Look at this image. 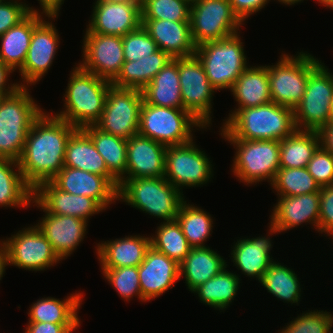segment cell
<instances>
[{
  "label": "cell",
  "mask_w": 333,
  "mask_h": 333,
  "mask_svg": "<svg viewBox=\"0 0 333 333\" xmlns=\"http://www.w3.org/2000/svg\"><path fill=\"white\" fill-rule=\"evenodd\" d=\"M76 129L47 111L33 123L18 159L21 174L33 190L62 170L67 141Z\"/></svg>",
  "instance_id": "1"
},
{
  "label": "cell",
  "mask_w": 333,
  "mask_h": 333,
  "mask_svg": "<svg viewBox=\"0 0 333 333\" xmlns=\"http://www.w3.org/2000/svg\"><path fill=\"white\" fill-rule=\"evenodd\" d=\"M220 129L224 140L279 141L297 130L293 109L274 102L239 109Z\"/></svg>",
  "instance_id": "2"
},
{
  "label": "cell",
  "mask_w": 333,
  "mask_h": 333,
  "mask_svg": "<svg viewBox=\"0 0 333 333\" xmlns=\"http://www.w3.org/2000/svg\"><path fill=\"white\" fill-rule=\"evenodd\" d=\"M69 75L64 110L54 116L76 128L95 125L103 112L111 81L83 70L78 64Z\"/></svg>",
  "instance_id": "3"
},
{
  "label": "cell",
  "mask_w": 333,
  "mask_h": 333,
  "mask_svg": "<svg viewBox=\"0 0 333 333\" xmlns=\"http://www.w3.org/2000/svg\"><path fill=\"white\" fill-rule=\"evenodd\" d=\"M28 87L0 97V159L18 161L33 123L44 112Z\"/></svg>",
  "instance_id": "4"
},
{
  "label": "cell",
  "mask_w": 333,
  "mask_h": 333,
  "mask_svg": "<svg viewBox=\"0 0 333 333\" xmlns=\"http://www.w3.org/2000/svg\"><path fill=\"white\" fill-rule=\"evenodd\" d=\"M183 195V192L175 188L165 177L119 180L118 200L164 222L176 219L179 208L185 201Z\"/></svg>",
  "instance_id": "5"
},
{
  "label": "cell",
  "mask_w": 333,
  "mask_h": 333,
  "mask_svg": "<svg viewBox=\"0 0 333 333\" xmlns=\"http://www.w3.org/2000/svg\"><path fill=\"white\" fill-rule=\"evenodd\" d=\"M240 32L208 41L196 47L195 55L215 90H231L237 78L249 67Z\"/></svg>",
  "instance_id": "6"
},
{
  "label": "cell",
  "mask_w": 333,
  "mask_h": 333,
  "mask_svg": "<svg viewBox=\"0 0 333 333\" xmlns=\"http://www.w3.org/2000/svg\"><path fill=\"white\" fill-rule=\"evenodd\" d=\"M281 54L275 65H267L272 102L294 109L307 87L309 74L321 63L308 52Z\"/></svg>",
  "instance_id": "7"
},
{
  "label": "cell",
  "mask_w": 333,
  "mask_h": 333,
  "mask_svg": "<svg viewBox=\"0 0 333 333\" xmlns=\"http://www.w3.org/2000/svg\"><path fill=\"white\" fill-rule=\"evenodd\" d=\"M194 127L204 126L185 109L159 107L143 101L140 110L138 134L166 146L191 142Z\"/></svg>",
  "instance_id": "8"
},
{
  "label": "cell",
  "mask_w": 333,
  "mask_h": 333,
  "mask_svg": "<svg viewBox=\"0 0 333 333\" xmlns=\"http://www.w3.org/2000/svg\"><path fill=\"white\" fill-rule=\"evenodd\" d=\"M236 152L233 157L232 171L235 177L246 186L261 181L272 183L280 168L279 140H241L226 139Z\"/></svg>",
  "instance_id": "9"
},
{
  "label": "cell",
  "mask_w": 333,
  "mask_h": 333,
  "mask_svg": "<svg viewBox=\"0 0 333 333\" xmlns=\"http://www.w3.org/2000/svg\"><path fill=\"white\" fill-rule=\"evenodd\" d=\"M320 63L308 76L306 91L293 109L297 130L317 131L329 123L333 75Z\"/></svg>",
  "instance_id": "10"
},
{
  "label": "cell",
  "mask_w": 333,
  "mask_h": 333,
  "mask_svg": "<svg viewBox=\"0 0 333 333\" xmlns=\"http://www.w3.org/2000/svg\"><path fill=\"white\" fill-rule=\"evenodd\" d=\"M144 98L142 90L111 85L104 109L95 126L125 140L139 132L140 110Z\"/></svg>",
  "instance_id": "11"
},
{
  "label": "cell",
  "mask_w": 333,
  "mask_h": 333,
  "mask_svg": "<svg viewBox=\"0 0 333 333\" xmlns=\"http://www.w3.org/2000/svg\"><path fill=\"white\" fill-rule=\"evenodd\" d=\"M189 22L196 46L236 34L245 24L234 13L229 0H201L191 4Z\"/></svg>",
  "instance_id": "12"
},
{
  "label": "cell",
  "mask_w": 333,
  "mask_h": 333,
  "mask_svg": "<svg viewBox=\"0 0 333 333\" xmlns=\"http://www.w3.org/2000/svg\"><path fill=\"white\" fill-rule=\"evenodd\" d=\"M193 141L166 148L164 177L181 192L184 186L207 184L214 175L210 158Z\"/></svg>",
  "instance_id": "13"
},
{
  "label": "cell",
  "mask_w": 333,
  "mask_h": 333,
  "mask_svg": "<svg viewBox=\"0 0 333 333\" xmlns=\"http://www.w3.org/2000/svg\"><path fill=\"white\" fill-rule=\"evenodd\" d=\"M178 71L183 109L207 129L212 124L211 108L215 88L195 54L178 58Z\"/></svg>",
  "instance_id": "14"
},
{
  "label": "cell",
  "mask_w": 333,
  "mask_h": 333,
  "mask_svg": "<svg viewBox=\"0 0 333 333\" xmlns=\"http://www.w3.org/2000/svg\"><path fill=\"white\" fill-rule=\"evenodd\" d=\"M3 240L9 266L36 272L44 271L61 261L50 242L35 225L23 228Z\"/></svg>",
  "instance_id": "15"
},
{
  "label": "cell",
  "mask_w": 333,
  "mask_h": 333,
  "mask_svg": "<svg viewBox=\"0 0 333 333\" xmlns=\"http://www.w3.org/2000/svg\"><path fill=\"white\" fill-rule=\"evenodd\" d=\"M85 32L83 60L78 65L83 70L112 82L125 62L122 37L91 33L87 28Z\"/></svg>",
  "instance_id": "16"
},
{
  "label": "cell",
  "mask_w": 333,
  "mask_h": 333,
  "mask_svg": "<svg viewBox=\"0 0 333 333\" xmlns=\"http://www.w3.org/2000/svg\"><path fill=\"white\" fill-rule=\"evenodd\" d=\"M55 18L58 16H48V21L43 19L33 29L25 62L18 71L23 82L20 87L35 85L48 73L60 43L58 30L51 22Z\"/></svg>",
  "instance_id": "17"
},
{
  "label": "cell",
  "mask_w": 333,
  "mask_h": 333,
  "mask_svg": "<svg viewBox=\"0 0 333 333\" xmlns=\"http://www.w3.org/2000/svg\"><path fill=\"white\" fill-rule=\"evenodd\" d=\"M87 29L91 33L123 37L141 26V1L95 0Z\"/></svg>",
  "instance_id": "18"
},
{
  "label": "cell",
  "mask_w": 333,
  "mask_h": 333,
  "mask_svg": "<svg viewBox=\"0 0 333 333\" xmlns=\"http://www.w3.org/2000/svg\"><path fill=\"white\" fill-rule=\"evenodd\" d=\"M47 213L74 216L88 222L104 209L92 198L60 190L52 181L41 183L35 190L31 205Z\"/></svg>",
  "instance_id": "19"
},
{
  "label": "cell",
  "mask_w": 333,
  "mask_h": 333,
  "mask_svg": "<svg viewBox=\"0 0 333 333\" xmlns=\"http://www.w3.org/2000/svg\"><path fill=\"white\" fill-rule=\"evenodd\" d=\"M140 289L147 302L161 296L180 280L179 264L152 246L138 266Z\"/></svg>",
  "instance_id": "20"
},
{
  "label": "cell",
  "mask_w": 333,
  "mask_h": 333,
  "mask_svg": "<svg viewBox=\"0 0 333 333\" xmlns=\"http://www.w3.org/2000/svg\"><path fill=\"white\" fill-rule=\"evenodd\" d=\"M51 181L60 190L94 199L104 210L118 200V189L105 176L64 166Z\"/></svg>",
  "instance_id": "21"
},
{
  "label": "cell",
  "mask_w": 333,
  "mask_h": 333,
  "mask_svg": "<svg viewBox=\"0 0 333 333\" xmlns=\"http://www.w3.org/2000/svg\"><path fill=\"white\" fill-rule=\"evenodd\" d=\"M277 204L270 223L279 231L285 232L306 223L318 231L320 212V191L298 196H277Z\"/></svg>",
  "instance_id": "22"
},
{
  "label": "cell",
  "mask_w": 333,
  "mask_h": 333,
  "mask_svg": "<svg viewBox=\"0 0 333 333\" xmlns=\"http://www.w3.org/2000/svg\"><path fill=\"white\" fill-rule=\"evenodd\" d=\"M167 146L139 134L127 140V170L121 179L164 177Z\"/></svg>",
  "instance_id": "23"
},
{
  "label": "cell",
  "mask_w": 333,
  "mask_h": 333,
  "mask_svg": "<svg viewBox=\"0 0 333 333\" xmlns=\"http://www.w3.org/2000/svg\"><path fill=\"white\" fill-rule=\"evenodd\" d=\"M43 212L44 217L35 226L50 242L58 257L65 260L84 240L88 222L74 216Z\"/></svg>",
  "instance_id": "24"
},
{
  "label": "cell",
  "mask_w": 333,
  "mask_h": 333,
  "mask_svg": "<svg viewBox=\"0 0 333 333\" xmlns=\"http://www.w3.org/2000/svg\"><path fill=\"white\" fill-rule=\"evenodd\" d=\"M268 232L267 237L237 239V242L233 243L234 246L231 247L234 266L241 270L242 274L256 278L258 282L261 281L267 268L274 262L270 252L273 246L270 236L279 233V231L269 222Z\"/></svg>",
  "instance_id": "25"
},
{
  "label": "cell",
  "mask_w": 333,
  "mask_h": 333,
  "mask_svg": "<svg viewBox=\"0 0 333 333\" xmlns=\"http://www.w3.org/2000/svg\"><path fill=\"white\" fill-rule=\"evenodd\" d=\"M141 25L155 41L158 48L172 59L195 54L189 21L141 19Z\"/></svg>",
  "instance_id": "26"
},
{
  "label": "cell",
  "mask_w": 333,
  "mask_h": 333,
  "mask_svg": "<svg viewBox=\"0 0 333 333\" xmlns=\"http://www.w3.org/2000/svg\"><path fill=\"white\" fill-rule=\"evenodd\" d=\"M151 236L128 235L124 238L99 242L96 246V254L101 269L119 268L125 266L138 267L147 250L151 247Z\"/></svg>",
  "instance_id": "27"
},
{
  "label": "cell",
  "mask_w": 333,
  "mask_h": 333,
  "mask_svg": "<svg viewBox=\"0 0 333 333\" xmlns=\"http://www.w3.org/2000/svg\"><path fill=\"white\" fill-rule=\"evenodd\" d=\"M64 166L105 176L119 188V180L108 170L92 139L82 128H77L67 141Z\"/></svg>",
  "instance_id": "28"
},
{
  "label": "cell",
  "mask_w": 333,
  "mask_h": 333,
  "mask_svg": "<svg viewBox=\"0 0 333 333\" xmlns=\"http://www.w3.org/2000/svg\"><path fill=\"white\" fill-rule=\"evenodd\" d=\"M237 103L223 125L239 110L272 102L267 66H249L236 80L230 90Z\"/></svg>",
  "instance_id": "29"
},
{
  "label": "cell",
  "mask_w": 333,
  "mask_h": 333,
  "mask_svg": "<svg viewBox=\"0 0 333 333\" xmlns=\"http://www.w3.org/2000/svg\"><path fill=\"white\" fill-rule=\"evenodd\" d=\"M47 16L30 13L18 25L0 35V60L14 72L19 70L26 59L33 29Z\"/></svg>",
  "instance_id": "30"
},
{
  "label": "cell",
  "mask_w": 333,
  "mask_h": 333,
  "mask_svg": "<svg viewBox=\"0 0 333 333\" xmlns=\"http://www.w3.org/2000/svg\"><path fill=\"white\" fill-rule=\"evenodd\" d=\"M226 260L217 251L207 247L192 248L186 258L179 264L180 279L184 276L189 291L197 287L227 268ZM227 266V267H226Z\"/></svg>",
  "instance_id": "31"
},
{
  "label": "cell",
  "mask_w": 333,
  "mask_h": 333,
  "mask_svg": "<svg viewBox=\"0 0 333 333\" xmlns=\"http://www.w3.org/2000/svg\"><path fill=\"white\" fill-rule=\"evenodd\" d=\"M142 93L147 104L183 109L178 58L169 61L142 90Z\"/></svg>",
  "instance_id": "32"
},
{
  "label": "cell",
  "mask_w": 333,
  "mask_h": 333,
  "mask_svg": "<svg viewBox=\"0 0 333 333\" xmlns=\"http://www.w3.org/2000/svg\"><path fill=\"white\" fill-rule=\"evenodd\" d=\"M83 293L75 292L60 300L43 297L29 307L28 322H49L53 324H80L78 310L81 307Z\"/></svg>",
  "instance_id": "33"
},
{
  "label": "cell",
  "mask_w": 333,
  "mask_h": 333,
  "mask_svg": "<svg viewBox=\"0 0 333 333\" xmlns=\"http://www.w3.org/2000/svg\"><path fill=\"white\" fill-rule=\"evenodd\" d=\"M171 60L172 58L167 53L159 49L154 54L140 58L137 61H125L121 72L111 84L119 88L143 90Z\"/></svg>",
  "instance_id": "34"
},
{
  "label": "cell",
  "mask_w": 333,
  "mask_h": 333,
  "mask_svg": "<svg viewBox=\"0 0 333 333\" xmlns=\"http://www.w3.org/2000/svg\"><path fill=\"white\" fill-rule=\"evenodd\" d=\"M34 190L24 180L18 161L0 159V206H31Z\"/></svg>",
  "instance_id": "35"
},
{
  "label": "cell",
  "mask_w": 333,
  "mask_h": 333,
  "mask_svg": "<svg viewBox=\"0 0 333 333\" xmlns=\"http://www.w3.org/2000/svg\"><path fill=\"white\" fill-rule=\"evenodd\" d=\"M240 276L224 268L219 274L197 287L192 293L198 294L200 302L216 310H226L237 295Z\"/></svg>",
  "instance_id": "36"
},
{
  "label": "cell",
  "mask_w": 333,
  "mask_h": 333,
  "mask_svg": "<svg viewBox=\"0 0 333 333\" xmlns=\"http://www.w3.org/2000/svg\"><path fill=\"white\" fill-rule=\"evenodd\" d=\"M92 139L108 170L120 180L127 170V140L103 132L95 125L82 128Z\"/></svg>",
  "instance_id": "37"
},
{
  "label": "cell",
  "mask_w": 333,
  "mask_h": 333,
  "mask_svg": "<svg viewBox=\"0 0 333 333\" xmlns=\"http://www.w3.org/2000/svg\"><path fill=\"white\" fill-rule=\"evenodd\" d=\"M320 147L316 131L296 130L280 141V168H303Z\"/></svg>",
  "instance_id": "38"
},
{
  "label": "cell",
  "mask_w": 333,
  "mask_h": 333,
  "mask_svg": "<svg viewBox=\"0 0 333 333\" xmlns=\"http://www.w3.org/2000/svg\"><path fill=\"white\" fill-rule=\"evenodd\" d=\"M297 276L293 269L274 261L263 274L260 283L277 299L295 305L301 301L302 289Z\"/></svg>",
  "instance_id": "39"
},
{
  "label": "cell",
  "mask_w": 333,
  "mask_h": 333,
  "mask_svg": "<svg viewBox=\"0 0 333 333\" xmlns=\"http://www.w3.org/2000/svg\"><path fill=\"white\" fill-rule=\"evenodd\" d=\"M186 202L181 204L176 220L191 248L206 247L204 242L213 232L214 220L204 209Z\"/></svg>",
  "instance_id": "40"
},
{
  "label": "cell",
  "mask_w": 333,
  "mask_h": 333,
  "mask_svg": "<svg viewBox=\"0 0 333 333\" xmlns=\"http://www.w3.org/2000/svg\"><path fill=\"white\" fill-rule=\"evenodd\" d=\"M151 246L180 264L192 249L177 220L163 221L150 237Z\"/></svg>",
  "instance_id": "41"
},
{
  "label": "cell",
  "mask_w": 333,
  "mask_h": 333,
  "mask_svg": "<svg viewBox=\"0 0 333 333\" xmlns=\"http://www.w3.org/2000/svg\"><path fill=\"white\" fill-rule=\"evenodd\" d=\"M271 186L278 196H298L321 189L306 167L279 168Z\"/></svg>",
  "instance_id": "42"
},
{
  "label": "cell",
  "mask_w": 333,
  "mask_h": 333,
  "mask_svg": "<svg viewBox=\"0 0 333 333\" xmlns=\"http://www.w3.org/2000/svg\"><path fill=\"white\" fill-rule=\"evenodd\" d=\"M141 19L189 21L191 5L185 0H140Z\"/></svg>",
  "instance_id": "43"
},
{
  "label": "cell",
  "mask_w": 333,
  "mask_h": 333,
  "mask_svg": "<svg viewBox=\"0 0 333 333\" xmlns=\"http://www.w3.org/2000/svg\"><path fill=\"white\" fill-rule=\"evenodd\" d=\"M102 274L109 284L118 292L125 301H130L133 296L141 302H146L141 294L138 267L125 266L119 268L102 269Z\"/></svg>",
  "instance_id": "44"
},
{
  "label": "cell",
  "mask_w": 333,
  "mask_h": 333,
  "mask_svg": "<svg viewBox=\"0 0 333 333\" xmlns=\"http://www.w3.org/2000/svg\"><path fill=\"white\" fill-rule=\"evenodd\" d=\"M332 314L324 310H308L287 323L279 333H331Z\"/></svg>",
  "instance_id": "45"
},
{
  "label": "cell",
  "mask_w": 333,
  "mask_h": 333,
  "mask_svg": "<svg viewBox=\"0 0 333 333\" xmlns=\"http://www.w3.org/2000/svg\"><path fill=\"white\" fill-rule=\"evenodd\" d=\"M125 61H137L159 50L155 41L141 25L122 37Z\"/></svg>",
  "instance_id": "46"
},
{
  "label": "cell",
  "mask_w": 333,
  "mask_h": 333,
  "mask_svg": "<svg viewBox=\"0 0 333 333\" xmlns=\"http://www.w3.org/2000/svg\"><path fill=\"white\" fill-rule=\"evenodd\" d=\"M20 0H6L0 4V35L6 33L11 27L18 25L30 13H39Z\"/></svg>",
  "instance_id": "47"
},
{
  "label": "cell",
  "mask_w": 333,
  "mask_h": 333,
  "mask_svg": "<svg viewBox=\"0 0 333 333\" xmlns=\"http://www.w3.org/2000/svg\"><path fill=\"white\" fill-rule=\"evenodd\" d=\"M306 168L320 187L333 184V155L328 151L319 147Z\"/></svg>",
  "instance_id": "48"
},
{
  "label": "cell",
  "mask_w": 333,
  "mask_h": 333,
  "mask_svg": "<svg viewBox=\"0 0 333 333\" xmlns=\"http://www.w3.org/2000/svg\"><path fill=\"white\" fill-rule=\"evenodd\" d=\"M319 234L333 236V184L320 189Z\"/></svg>",
  "instance_id": "49"
},
{
  "label": "cell",
  "mask_w": 333,
  "mask_h": 333,
  "mask_svg": "<svg viewBox=\"0 0 333 333\" xmlns=\"http://www.w3.org/2000/svg\"><path fill=\"white\" fill-rule=\"evenodd\" d=\"M270 0H229L234 13L244 23L250 15L261 11Z\"/></svg>",
  "instance_id": "50"
},
{
  "label": "cell",
  "mask_w": 333,
  "mask_h": 333,
  "mask_svg": "<svg viewBox=\"0 0 333 333\" xmlns=\"http://www.w3.org/2000/svg\"><path fill=\"white\" fill-rule=\"evenodd\" d=\"M24 333H73L81 324H53L49 322H27Z\"/></svg>",
  "instance_id": "51"
},
{
  "label": "cell",
  "mask_w": 333,
  "mask_h": 333,
  "mask_svg": "<svg viewBox=\"0 0 333 333\" xmlns=\"http://www.w3.org/2000/svg\"><path fill=\"white\" fill-rule=\"evenodd\" d=\"M13 72L14 71L9 66L5 65L0 60V97L12 94L20 87L19 82H14L13 84L8 83V81H10L8 77H10V74Z\"/></svg>",
  "instance_id": "52"
},
{
  "label": "cell",
  "mask_w": 333,
  "mask_h": 333,
  "mask_svg": "<svg viewBox=\"0 0 333 333\" xmlns=\"http://www.w3.org/2000/svg\"><path fill=\"white\" fill-rule=\"evenodd\" d=\"M320 147L333 155V123H327L317 131Z\"/></svg>",
  "instance_id": "53"
},
{
  "label": "cell",
  "mask_w": 333,
  "mask_h": 333,
  "mask_svg": "<svg viewBox=\"0 0 333 333\" xmlns=\"http://www.w3.org/2000/svg\"><path fill=\"white\" fill-rule=\"evenodd\" d=\"M40 4V13L45 16H59L61 5L64 3V0H38Z\"/></svg>",
  "instance_id": "54"
},
{
  "label": "cell",
  "mask_w": 333,
  "mask_h": 333,
  "mask_svg": "<svg viewBox=\"0 0 333 333\" xmlns=\"http://www.w3.org/2000/svg\"><path fill=\"white\" fill-rule=\"evenodd\" d=\"M6 266H8L7 250H6L3 240L1 239V241H0V280L2 279L3 274L5 273Z\"/></svg>",
  "instance_id": "55"
},
{
  "label": "cell",
  "mask_w": 333,
  "mask_h": 333,
  "mask_svg": "<svg viewBox=\"0 0 333 333\" xmlns=\"http://www.w3.org/2000/svg\"><path fill=\"white\" fill-rule=\"evenodd\" d=\"M301 1L303 2L304 0H278V2H281L282 4H285L287 6L295 5L297 3H300Z\"/></svg>",
  "instance_id": "56"
},
{
  "label": "cell",
  "mask_w": 333,
  "mask_h": 333,
  "mask_svg": "<svg viewBox=\"0 0 333 333\" xmlns=\"http://www.w3.org/2000/svg\"><path fill=\"white\" fill-rule=\"evenodd\" d=\"M318 3L322 4L323 6L329 7L333 10V0H317Z\"/></svg>",
  "instance_id": "57"
},
{
  "label": "cell",
  "mask_w": 333,
  "mask_h": 333,
  "mask_svg": "<svg viewBox=\"0 0 333 333\" xmlns=\"http://www.w3.org/2000/svg\"><path fill=\"white\" fill-rule=\"evenodd\" d=\"M329 123H333V100L331 102Z\"/></svg>",
  "instance_id": "58"
},
{
  "label": "cell",
  "mask_w": 333,
  "mask_h": 333,
  "mask_svg": "<svg viewBox=\"0 0 333 333\" xmlns=\"http://www.w3.org/2000/svg\"><path fill=\"white\" fill-rule=\"evenodd\" d=\"M108 2H127V1H140V0H104Z\"/></svg>",
  "instance_id": "59"
},
{
  "label": "cell",
  "mask_w": 333,
  "mask_h": 333,
  "mask_svg": "<svg viewBox=\"0 0 333 333\" xmlns=\"http://www.w3.org/2000/svg\"><path fill=\"white\" fill-rule=\"evenodd\" d=\"M185 1H187L191 5V4L201 1V0H185Z\"/></svg>",
  "instance_id": "60"
}]
</instances>
